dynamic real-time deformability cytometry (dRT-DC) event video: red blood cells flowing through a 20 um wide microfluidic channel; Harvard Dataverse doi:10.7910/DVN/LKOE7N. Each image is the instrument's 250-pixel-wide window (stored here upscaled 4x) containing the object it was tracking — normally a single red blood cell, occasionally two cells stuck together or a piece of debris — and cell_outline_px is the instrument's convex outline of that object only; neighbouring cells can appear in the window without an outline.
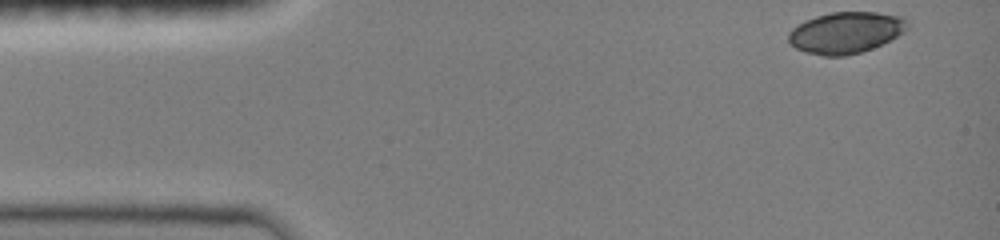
{"species": "common noctule bat (a hibernating species)", "species_latin": "Nyctalus noctula", "temperature_condition": "room temperature", "stored_images_in_passage": 40, "camera_frame_rate_fps": 3000, "um_per_image_px": 0.085, "animal": {"sex": "female", "body_mass_g": 19.0, "forearm_length_mm": 51.5}, "frame": {"image": 1, "passage_image": 1, "time_ms": 0.0, "image_size_px": [1000, 240], "cell_outline_px": [[908, 28], [904, 32], [872, 48], [860, 52], [844, 56], [824, 56], [804, 52], [796, 48], [788, 40], [788, 32], [792, 28], [816, 16], [832, 12], [876, 12], [904, 16], [908, 24]], "centroid_in_image_um": [71.9, 2.77], "position_along_channel_um": 13.1, "area_um2": 28.5}}
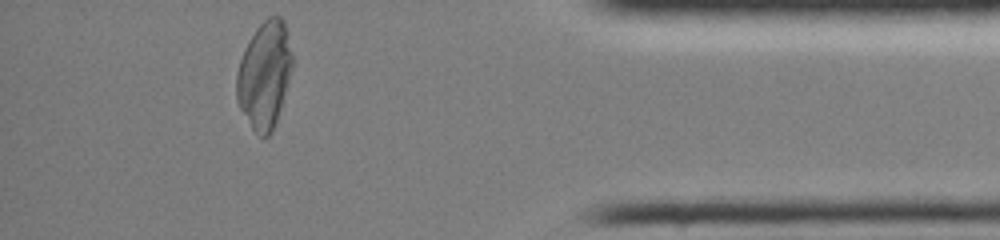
{"frame": {"image": 2, "passage_image": 40, "time_ms": 13.0, "image_size_px": [1000, 240], "cell_outline_px": [[292, 68], [280, 108], [272, 132], [268, 136], [260, 136], [252, 128], [240, 108], [236, 100], [236, 72], [240, 60], [256, 28], [268, 16], [280, 16], [284, 20], [288, 32], [292, 52]], "centroid_in_image_um": [22.48, 6.34], "position_along_channel_um": 412.7, "area_um2": 34.39}}